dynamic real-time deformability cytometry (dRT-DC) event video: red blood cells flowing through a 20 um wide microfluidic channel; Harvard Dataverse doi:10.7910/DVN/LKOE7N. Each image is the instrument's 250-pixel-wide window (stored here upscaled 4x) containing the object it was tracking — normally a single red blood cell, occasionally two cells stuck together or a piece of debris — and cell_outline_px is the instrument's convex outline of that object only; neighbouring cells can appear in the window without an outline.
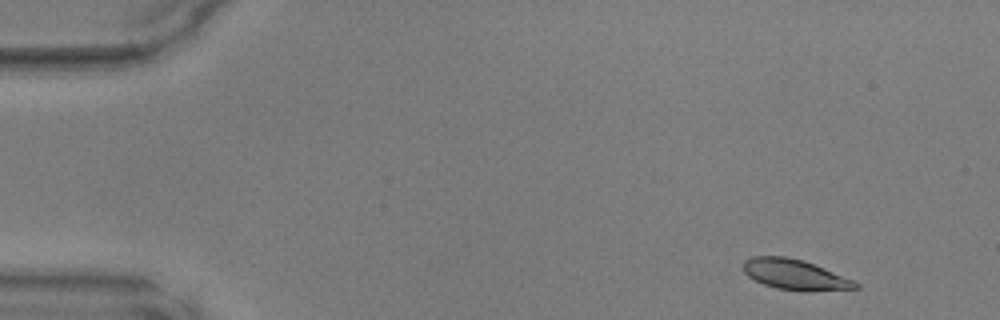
{"species": "common noctule bat (a hibernating species)", "species_latin": "Nyctalus noctula", "temperature_condition": "warm", "stored_images_in_passage": 45, "camera_frame_rate_fps": 3000, "um_per_image_px": 0.085, "animal": {"sex": "male", "body_mass_g": 17.9, "forearm_length_mm": 54.2}, "frame": {"image": 1, "passage_image": 1, "time_ms": 0.0, "image_size_px": [1000, 320], "cell_outline_px": [[860, 288], [776, 288], [764, 284], [748, 276], [744, 272], [744, 260], [752, 256], [784, 256], [804, 260], [852, 280], [860, 284]], "centroid_in_image_um": [67.46, 23.26], "position_along_channel_um": 17.5, "area_um2": 18.55}}
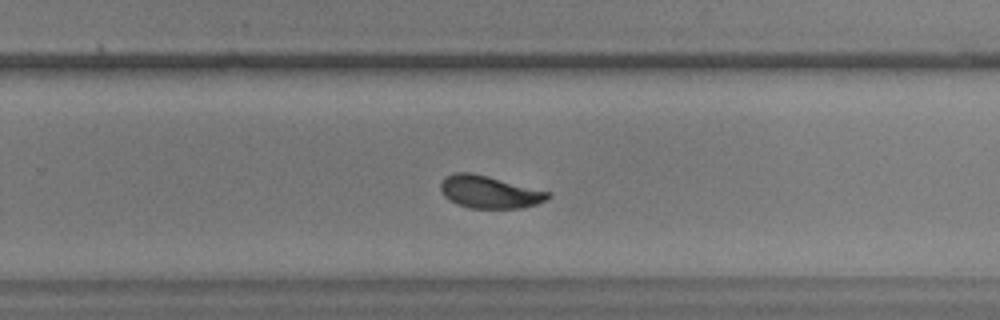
{"frame": {"image": 2, "passage_image": 28, "time_ms": 9.0, "image_size_px": [1000, 320], "cell_outline_px": [[552, 196], [548, 200], [536, 204], [520, 208], [472, 208], [460, 204], [444, 196], [440, 188], [440, 184], [444, 176], [456, 172], [472, 172], [552, 192]], "centroid_in_image_um": [41.64, 16.3], "position_along_channel_um": 288.2, "area_um2": 20.35}}
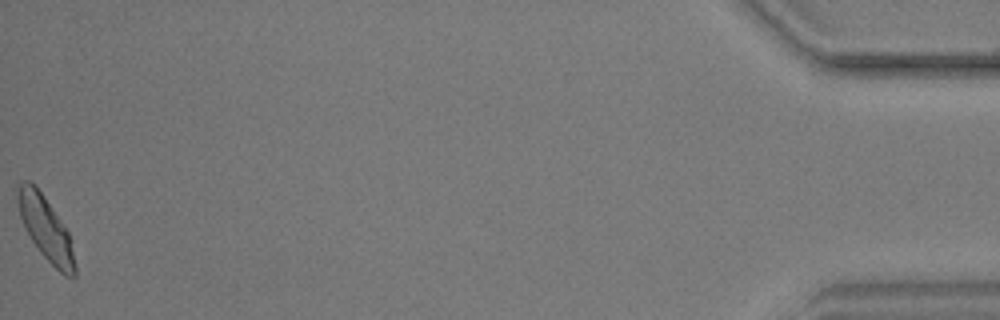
{"frame": {"image": 3, "passage_image": 45, "time_ms": 14.667, "image_size_px": [1000, 320], "cell_outline_px": [[76, 276], [72, 280], [64, 276], [40, 252], [24, 228], [20, 216], [16, 200], [16, 188], [24, 180], [28, 180], [40, 192], [60, 220], [68, 232], [72, 240], [76, 268]], "centroid_in_image_um": [3.9, 19.48], "position_along_channel_um": 431.3, "area_um2": 21.1}}